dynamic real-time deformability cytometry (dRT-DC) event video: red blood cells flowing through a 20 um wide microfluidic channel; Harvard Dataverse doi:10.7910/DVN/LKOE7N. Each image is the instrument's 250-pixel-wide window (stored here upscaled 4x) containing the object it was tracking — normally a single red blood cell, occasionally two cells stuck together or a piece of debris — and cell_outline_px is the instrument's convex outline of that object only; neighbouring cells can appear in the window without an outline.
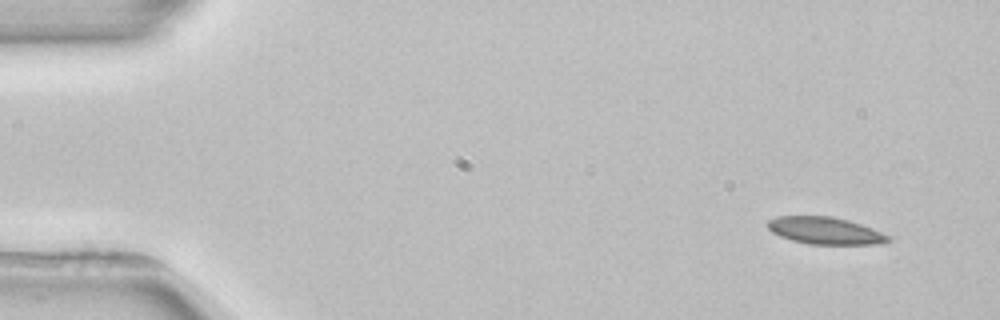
{"species": "common noctule bat (a hibernating species)", "species_latin": "Nyctalus noctula", "temperature_condition": "room temperature", "stored_images_in_passage": 5, "camera_frame_rate_fps": 3000, "um_per_image_px": 0.085, "animal": {"sex": "female", "body_mass_g": 22.7, "forearm_length_mm": 54.2}, "frame": {"image": 1, "passage_image": 1, "time_ms": 0.0, "image_size_px": [1000, 320], "cell_outline_px": [[892, 240], [876, 244], [808, 244], [792, 240], [780, 236], [772, 232], [764, 224], [768, 220], [776, 216], [832, 216], [848, 220], [872, 228], [892, 236]], "centroid_in_image_um": [70.12, 19.6], "position_along_channel_um": 14.9, "area_um2": 19.19}}
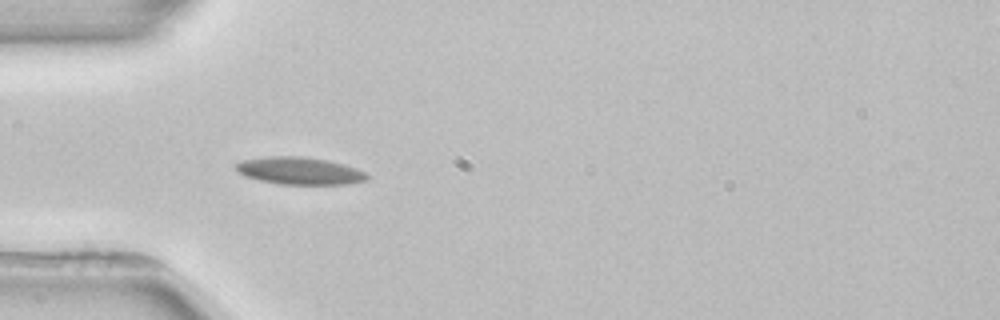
{"frame": {"image": 2, "passage_image": 4, "time_ms": 4.0, "image_size_px": [1000, 320], "cell_outline_px": [[368, 180], [348, 184], [280, 184], [260, 180], [244, 176], [236, 168], [236, 164], [244, 160], [268, 156], [300, 156], [328, 160], [344, 164], [356, 168], [364, 172], [368, 176]], "centroid_in_image_um": [25.5, 14.52], "position_along_channel_um": 59.5, "area_um2": 20.75}}